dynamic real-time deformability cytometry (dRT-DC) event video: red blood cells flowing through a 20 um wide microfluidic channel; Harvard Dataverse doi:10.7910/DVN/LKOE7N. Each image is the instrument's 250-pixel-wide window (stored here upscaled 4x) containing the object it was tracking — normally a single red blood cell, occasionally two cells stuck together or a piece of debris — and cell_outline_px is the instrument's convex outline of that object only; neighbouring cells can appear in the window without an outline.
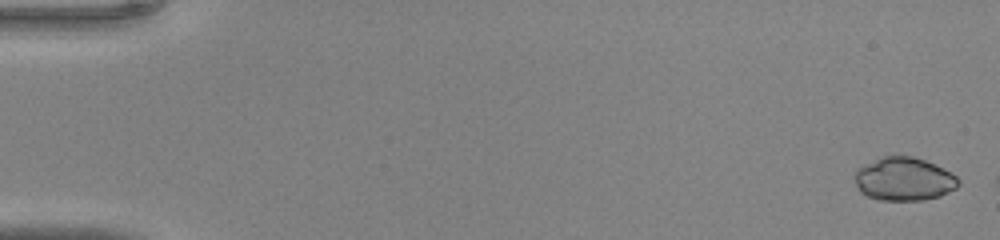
{"species": "common noctule bat (a hibernating species)", "species_latin": "Nyctalus noctula", "temperature_condition": "warm", "stored_images_in_passage": 7, "camera_frame_rate_fps": 3000, "um_per_image_px": 0.085, "animal": {"sex": "male", "body_mass_g": 20.0, "forearm_length_mm": 53.3}, "frame": {"image": 1, "passage_image": 2, "time_ms": 0.333, "image_size_px": [1000, 240], "cell_outline_px": [[960, 184], [956, 188], [940, 196], [924, 200], [880, 200], [868, 196], [860, 192], [852, 176], [856, 168], [884, 156], [896, 152], [912, 156], [924, 160], [956, 176], [960, 180]], "centroid_in_image_um": [76.79, 15.2], "position_along_channel_um": 8.2, "area_um2": 26.47}}